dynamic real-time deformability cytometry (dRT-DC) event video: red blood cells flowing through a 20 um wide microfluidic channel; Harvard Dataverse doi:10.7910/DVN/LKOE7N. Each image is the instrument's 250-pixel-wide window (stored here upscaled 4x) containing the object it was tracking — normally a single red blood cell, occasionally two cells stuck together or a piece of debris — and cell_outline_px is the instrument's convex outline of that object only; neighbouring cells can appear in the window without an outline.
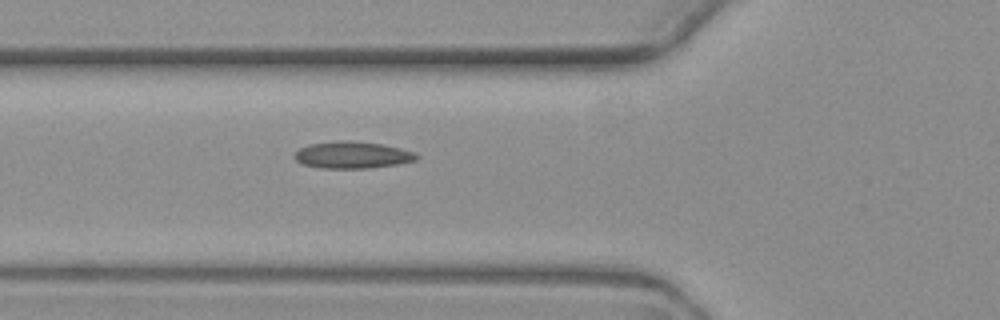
{"species": "common noctule bat (a hibernating species)", "species_latin": "Nyctalus noctula", "temperature_condition": "warm", "stored_images_in_passage": 6, "camera_frame_rate_fps": 3000, "um_per_image_px": 0.085, "animal": {"sex": "female", "body_mass_g": 19.3, "forearm_length_mm": 54.1}, "frame": {"image": 1, "passage_image": 6, "time_ms": 7.0, "image_size_px": [1000, 320], "cell_outline_px": [[420, 156], [416, 160], [396, 164], [368, 168], [324, 168], [304, 164], [296, 160], [296, 152], [300, 148], [308, 144], [340, 140], [348, 140], [380, 144], [400, 148], [412, 152]], "centroid_in_image_um": [29.95, 13.16], "position_along_channel_um": 95.9, "area_um2": 18.79}}